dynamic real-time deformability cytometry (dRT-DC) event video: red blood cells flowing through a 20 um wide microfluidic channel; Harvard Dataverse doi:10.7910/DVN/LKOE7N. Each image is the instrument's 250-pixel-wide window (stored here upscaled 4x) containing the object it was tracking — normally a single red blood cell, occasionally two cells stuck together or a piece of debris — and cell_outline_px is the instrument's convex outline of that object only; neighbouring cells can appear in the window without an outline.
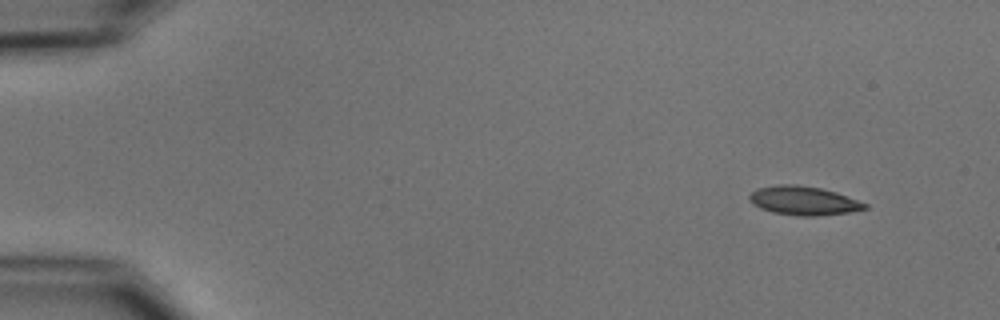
{"species": "common noctule bat (a hibernating species)", "species_latin": "Nyctalus noctula", "temperature_condition": "cold", "stored_images_in_passage": 4, "camera_frame_rate_fps": 3000, "um_per_image_px": 0.085, "animal": {"sex": "male", "body_mass_g": 15.6}, "frame": {"image": 1, "passage_image": 1, "time_ms": 0.0, "image_size_px": [1000, 320], "cell_outline_px": [[868, 208], [848, 212], [816, 216], [800, 216], [772, 212], [760, 208], [752, 204], [748, 196], [756, 188], [780, 184], [796, 184], [820, 188], [836, 192], [868, 204]], "centroid_in_image_um": [68.28, 17.05], "position_along_channel_um": 16.7, "area_um2": 19.36}}
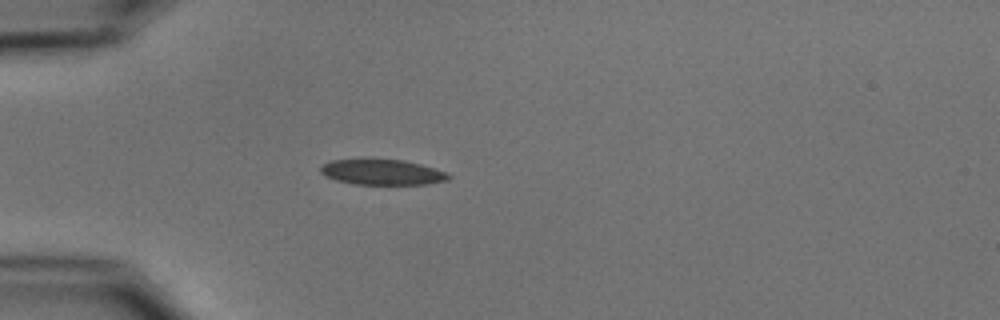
{"frame": {"image": 2, "passage_image": 4, "time_ms": 3.667, "image_size_px": [1000, 320], "cell_outline_px": [[452, 176], [448, 180], [428, 184], [356, 184], [336, 180], [324, 176], [320, 172], [320, 168], [324, 164], [332, 160], [364, 156], [372, 156], [404, 160], [420, 164], [444, 172]], "centroid_in_image_um": [32.41, 14.58], "position_along_channel_um": 52.6, "area_um2": 19.77}}